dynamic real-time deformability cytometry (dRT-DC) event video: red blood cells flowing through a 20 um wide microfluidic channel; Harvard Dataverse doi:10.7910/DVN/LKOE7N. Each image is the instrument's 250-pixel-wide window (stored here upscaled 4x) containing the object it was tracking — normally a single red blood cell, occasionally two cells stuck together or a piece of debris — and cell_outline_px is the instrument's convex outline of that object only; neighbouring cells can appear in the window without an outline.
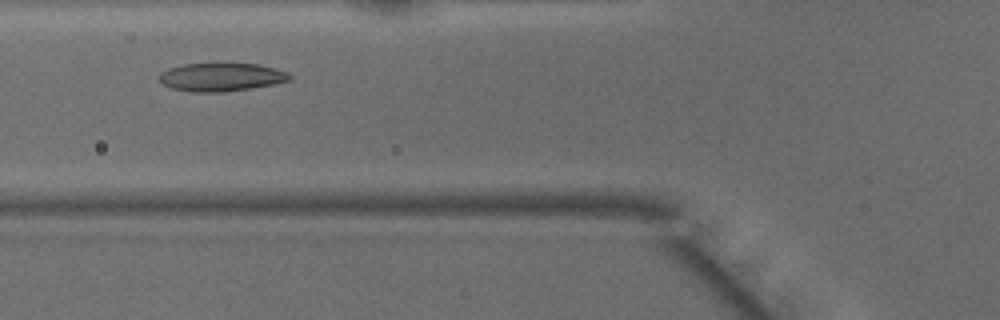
{"species": "common noctule bat (a hibernating species)", "species_latin": "Nyctalus noctula", "temperature_condition": "warm", "stored_images_in_passage": 33, "camera_frame_rate_fps": 3000, "um_per_image_px": 0.085, "animal": {"sex": "male", "body_mass_g": 15.6}, "frame": {"image": 1, "passage_image": 8, "time_ms": 2.333, "image_size_px": [1000, 320], "cell_outline_px": [[292, 80], [252, 88], [220, 92], [192, 92], [172, 88], [164, 84], [160, 80], [160, 72], [168, 68], [184, 64], [216, 60], [260, 64], [288, 72], [292, 76]], "centroid_in_image_um": [18.82, 6.49], "position_along_channel_um": 107.0, "area_um2": 22.43}}
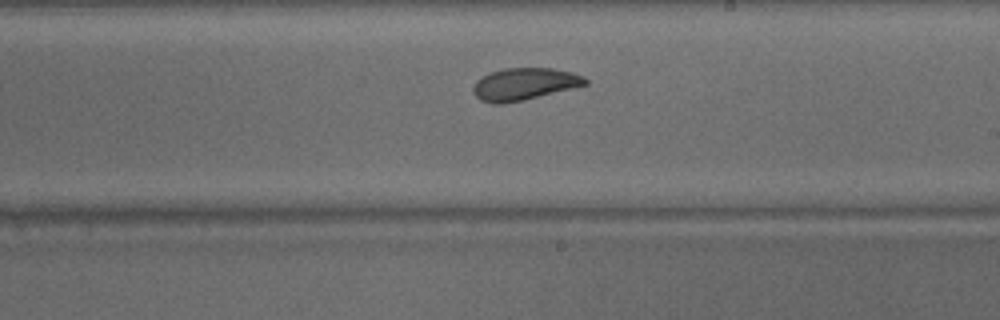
{"frame": {"image": 2, "passage_image": 18, "time_ms": 5.667, "image_size_px": [1000, 320], "cell_outline_px": [[588, 84], [524, 100], [504, 104], [492, 104], [480, 100], [472, 92], [472, 88], [476, 80], [492, 72], [504, 68], [552, 68], [572, 72], [584, 76], [588, 80]], "centroid_in_image_um": [44.55, 7.15], "position_along_channel_um": 244.4, "area_um2": 21.04}}
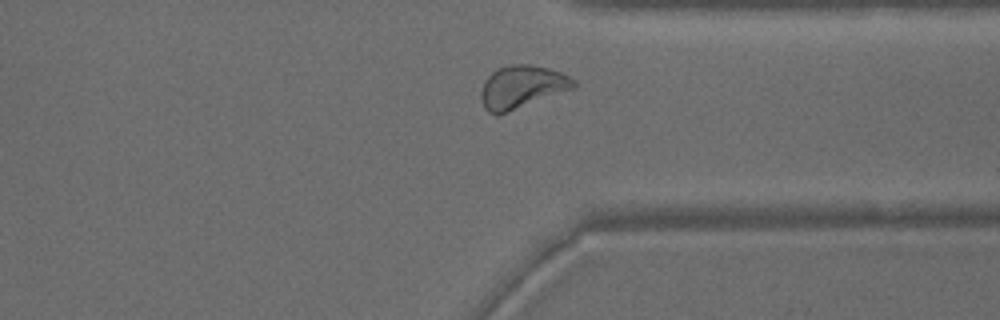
{"frame": {"image": 3, "passage_image": 27, "time_ms": 8.667, "image_size_px": [1000, 320], "cell_outline_px": [[576, 88], [504, 112], [488, 112], [484, 108], [480, 96], [480, 92], [488, 76], [496, 68], [512, 64], [528, 64], [548, 68], [560, 72], [576, 80]], "centroid_in_image_um": [44.38, 7.35], "position_along_channel_um": 367.0, "area_um2": 22.66}, "authors_computed_cell_mechanics": {"area_um2": 21.3282, "velocity_mm_per_s": 4.1162, "shape_relaxation_time_tau1_ms": 5.2449, "shape_relaxation_time_tau2_ms": 1.6811, "deformation_change_tau1": 0.1473, "deformation_change_tau2": 0.0773}}